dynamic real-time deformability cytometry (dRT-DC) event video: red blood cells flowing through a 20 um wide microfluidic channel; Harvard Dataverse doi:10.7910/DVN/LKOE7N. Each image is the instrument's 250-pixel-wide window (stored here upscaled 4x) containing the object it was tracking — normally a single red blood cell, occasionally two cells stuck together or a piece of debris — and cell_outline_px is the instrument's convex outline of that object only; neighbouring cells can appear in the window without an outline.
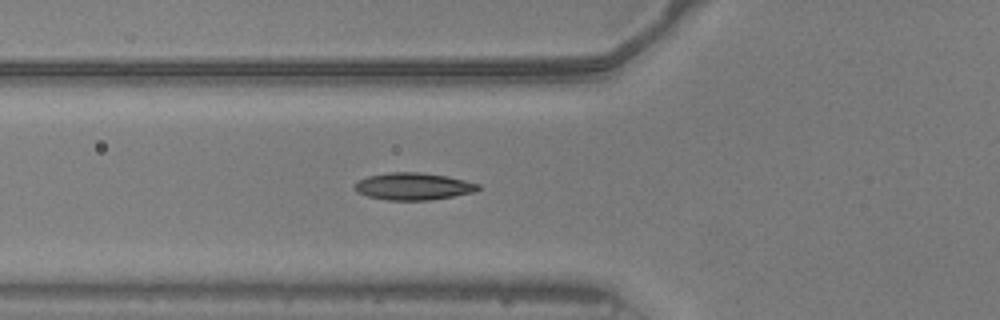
{"species": "common noctule bat (a hibernating species)", "species_latin": "Nyctalus noctula", "temperature_condition": "warm", "stored_images_in_passage": 10, "camera_frame_rate_fps": 3000, "um_per_image_px": 0.085, "animal": {"sex": "male", "body_mass_g": 20.5, "forearm_length_mm": 52.5}, "frame": {"image": 1, "passage_image": 6, "time_ms": 1.667, "image_size_px": [1000, 320], "cell_outline_px": [[480, 188], [472, 192], [432, 200], [384, 200], [368, 196], [356, 192], [352, 188], [352, 184], [356, 180], [368, 176], [388, 172], [420, 172], [448, 176], [480, 184]], "centroid_in_image_um": [35.05, 15.83], "position_along_channel_um": 90.8, "area_um2": 19.77}}
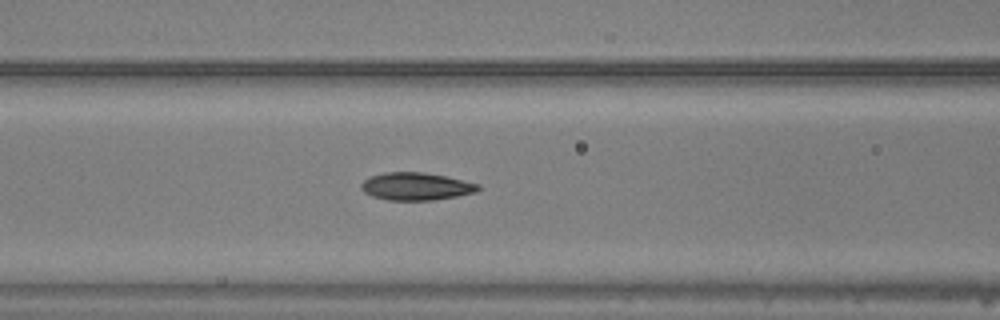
{"frame": {"image": 2, "passage_image": 9, "time_ms": 2.667, "image_size_px": [1000, 320], "cell_outline_px": [[480, 188], [476, 192], [456, 196], [432, 200], [388, 200], [372, 196], [364, 192], [360, 188], [360, 184], [368, 176], [384, 172], [424, 172], [444, 176], [480, 184]], "centroid_in_image_um": [35.32, 15.83], "position_along_channel_um": 131.3, "area_um2": 18.84}}